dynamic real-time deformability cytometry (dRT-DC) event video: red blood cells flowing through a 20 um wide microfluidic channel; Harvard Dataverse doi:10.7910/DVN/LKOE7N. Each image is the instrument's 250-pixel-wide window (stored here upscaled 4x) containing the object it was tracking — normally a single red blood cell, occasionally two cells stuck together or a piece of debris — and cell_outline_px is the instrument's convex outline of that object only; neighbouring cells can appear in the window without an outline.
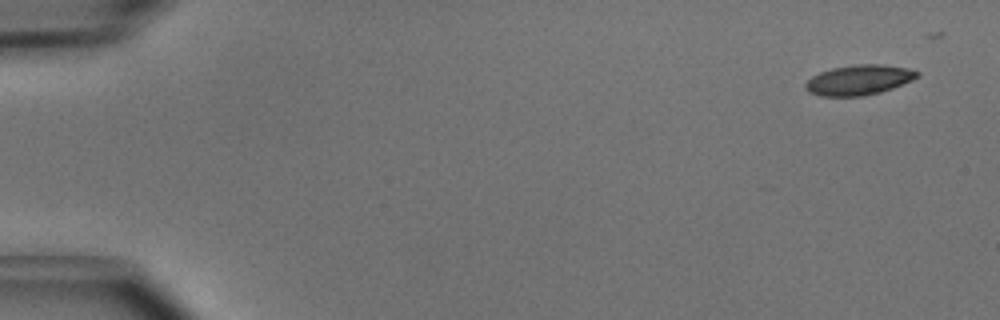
{"species": "common noctule bat (a hibernating species)", "species_latin": "Nyctalus noctula", "temperature_condition": "cold", "stored_images_in_passage": 5, "camera_frame_rate_fps": 3000, "um_per_image_px": 0.085, "animal": {"sex": "male", "body_mass_g": 15.6}, "frame": {"image": 1, "passage_image": 1, "time_ms": 0.0, "image_size_px": [1000, 320], "cell_outline_px": [[920, 76], [912, 80], [892, 88], [880, 92], [864, 96], [820, 96], [808, 92], [804, 88], [804, 84], [812, 76], [820, 72], [832, 68], [856, 64], [884, 64], [908, 68], [920, 72]], "centroid_in_image_um": [73.0, 6.79], "position_along_channel_um": 12.0, "area_um2": 19.71}}
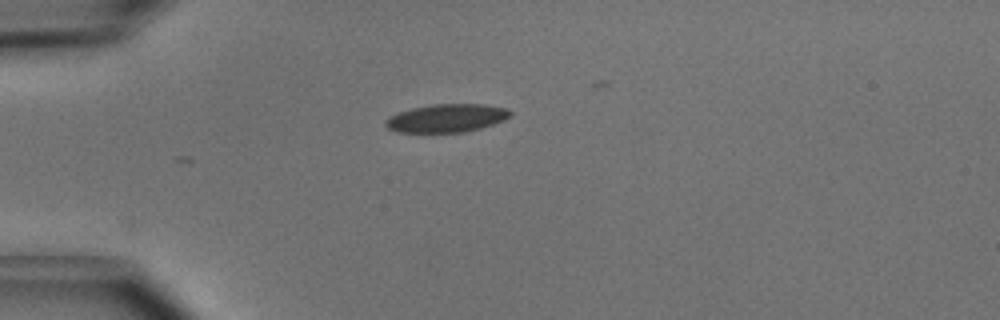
{"frame": {"image": 2, "passage_image": 4, "time_ms": 1.0, "image_size_px": [1000, 320], "cell_outline_px": [[512, 116], [504, 120], [480, 128], [464, 132], [396, 132], [388, 128], [384, 124], [384, 120], [388, 116], [396, 112], [412, 108], [432, 104], [484, 104], [504, 108], [512, 112]], "centroid_in_image_um": [37.92, 10.04], "position_along_channel_um": 47.1, "area_um2": 20.58}}